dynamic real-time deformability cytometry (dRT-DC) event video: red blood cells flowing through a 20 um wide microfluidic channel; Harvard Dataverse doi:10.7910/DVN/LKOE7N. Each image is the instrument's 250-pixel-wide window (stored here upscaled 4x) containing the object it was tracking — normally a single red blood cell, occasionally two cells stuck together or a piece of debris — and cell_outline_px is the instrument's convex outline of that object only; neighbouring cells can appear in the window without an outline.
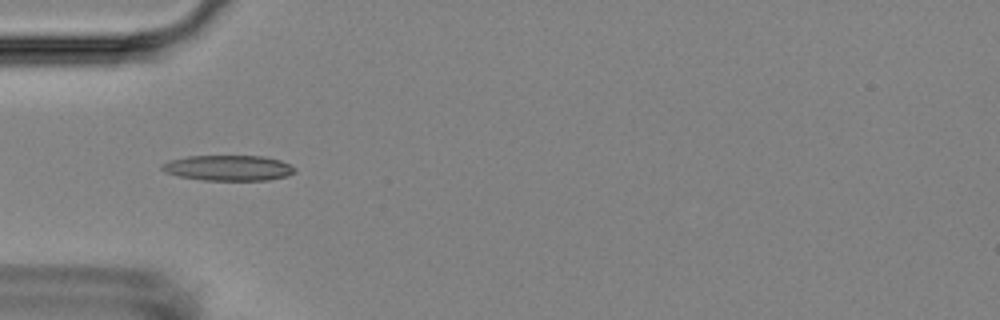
{"species": "Egyptian fruit bat (a non-hibernating species)", "species_latin": "Rousettus aegyptiacus", "temperature_condition": "room temperature", "stored_images_in_passage": 5, "camera_frame_rate_fps": 3000, "um_per_image_px": 0.085, "animal": {"sex": "female"}, "frame": {"image": 1, "passage_image": 1, "time_ms": 0.0, "image_size_px": [1000, 320], "cell_outline_px": [[296, 172], [288, 176], [268, 180], [204, 180], [176, 176], [164, 172], [160, 168], [160, 164], [168, 160], [188, 156], [264, 156], [280, 160], [296, 168]], "centroid_in_image_um": [19.38, 14.27], "position_along_channel_um": 65.6, "area_um2": 19.94}}
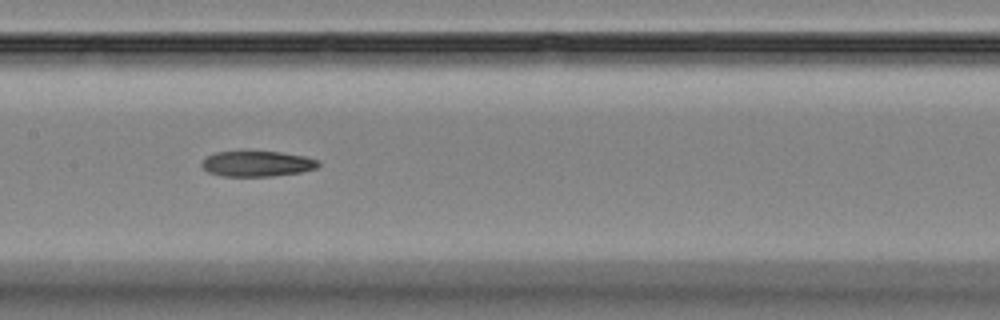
{"frame": {"image": 2, "passage_image": 4, "time_ms": 3.333, "image_size_px": [1000, 320], "cell_outline_px": [[320, 164], [316, 168], [300, 172], [272, 176], [220, 176], [208, 172], [200, 164], [208, 156], [216, 152], [280, 152], [304, 156], [320, 160]], "centroid_in_image_um": [21.87, 13.92], "position_along_channel_um": 185.5, "area_um2": 17.17}}
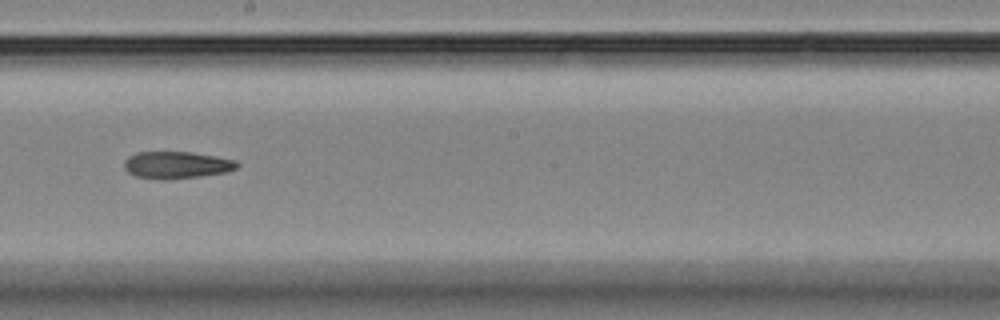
{"frame": {"image": 3, "passage_image": 5, "time_ms": 4.667, "image_size_px": [1000, 320], "cell_outline_px": [[240, 164], [236, 168], [224, 172], [200, 176], [168, 180], [160, 180], [136, 176], [128, 172], [124, 168], [124, 160], [128, 156], [136, 152], [192, 152], [236, 160]], "centroid_in_image_um": [14.97, 14.02], "position_along_channel_um": 233.2, "area_um2": 17.86}}